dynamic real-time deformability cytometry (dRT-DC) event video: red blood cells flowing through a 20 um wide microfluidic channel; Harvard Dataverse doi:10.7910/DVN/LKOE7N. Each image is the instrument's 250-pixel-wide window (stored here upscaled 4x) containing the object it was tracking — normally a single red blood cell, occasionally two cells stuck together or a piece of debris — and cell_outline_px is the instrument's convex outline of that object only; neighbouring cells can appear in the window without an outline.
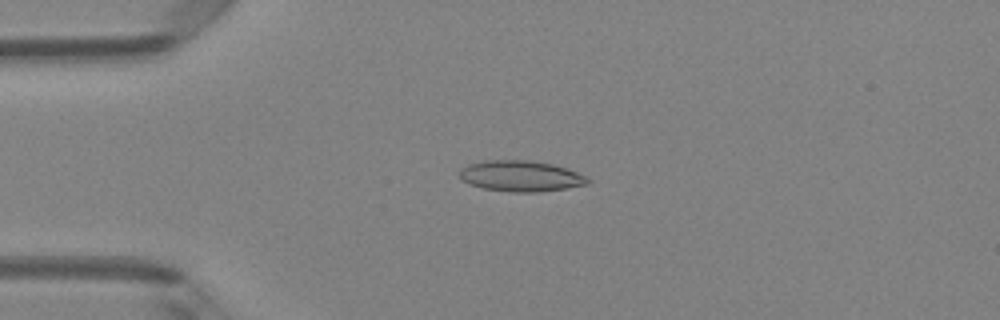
{"species": "Egyptian fruit bat (a non-hibernating species)", "species_latin": "Rousettus aegyptiacus", "temperature_condition": "room temperature", "stored_images_in_passage": 5, "camera_frame_rate_fps": 3000, "um_per_image_px": 0.085, "animal": {"sex": "female"}, "frame": {"image": 1, "passage_image": 4, "time_ms": 1.0, "image_size_px": [1000, 320], "cell_outline_px": [[592, 180], [588, 184], [568, 188], [540, 192], [512, 192], [484, 188], [468, 184], [460, 180], [460, 168], [468, 164], [484, 160], [528, 160], [552, 164], [568, 168]], "centroid_in_image_um": [44.25, 14.96], "position_along_channel_um": 40.7, "area_um2": 23.24}}